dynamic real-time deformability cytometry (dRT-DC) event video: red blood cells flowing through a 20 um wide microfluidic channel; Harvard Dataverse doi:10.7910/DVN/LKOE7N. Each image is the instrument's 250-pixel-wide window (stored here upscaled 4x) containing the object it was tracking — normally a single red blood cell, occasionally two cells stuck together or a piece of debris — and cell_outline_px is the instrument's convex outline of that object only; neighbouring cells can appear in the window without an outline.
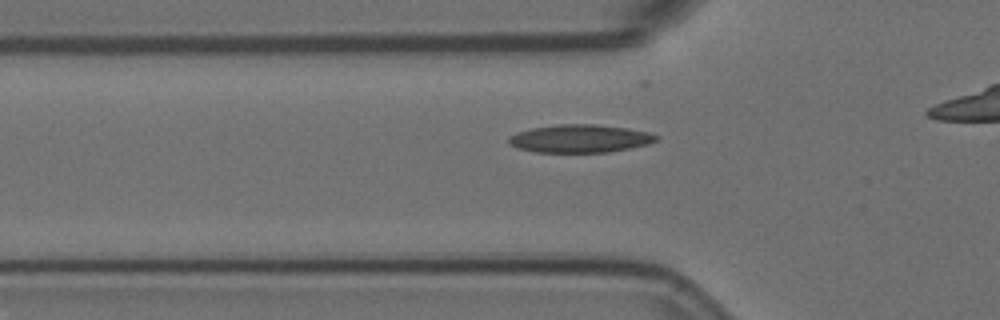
{"species": "Egyptian fruit bat (a non-hibernating species)", "species_latin": "Rousettus aegyptiacus", "temperature_condition": "room temperature", "stored_images_in_passage": 30, "camera_frame_rate_fps": 3000, "um_per_image_px": 0.085, "animal": {"sex": "female"}, "frame": {"image": 1, "passage_image": 10, "time_ms": 3.0, "image_size_px": [1000, 320], "cell_outline_px": [[660, 136], [656, 140], [648, 144], [608, 152], [536, 152], [516, 148], [508, 144], [508, 136], [516, 132], [532, 128], [560, 124], [596, 124], [628, 128], [648, 132]], "centroid_in_image_um": [49.26, 11.77], "position_along_channel_um": 76.5, "area_um2": 24.1}}
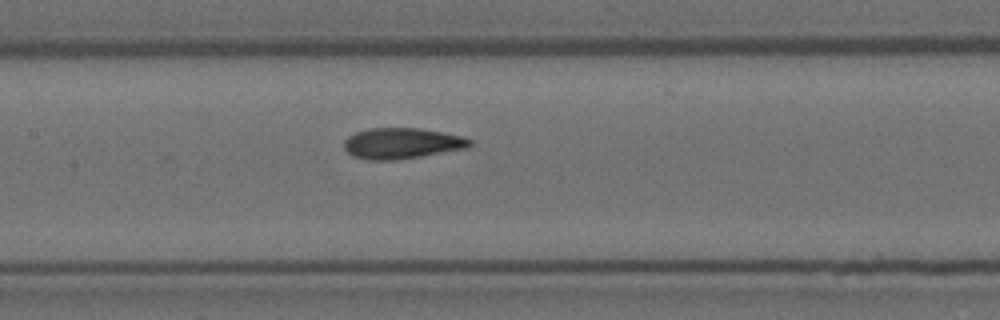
{"frame": {"image": 2, "passage_image": 18, "time_ms": 5.667, "image_size_px": [1000, 320], "cell_outline_px": [[472, 144], [468, 148], [396, 160], [368, 160], [352, 156], [344, 148], [344, 140], [348, 136], [356, 132], [368, 128], [420, 128], [464, 136], [472, 140]], "centroid_in_image_um": [34.16, 12.18], "position_along_channel_um": 173.2, "area_um2": 22.72}}
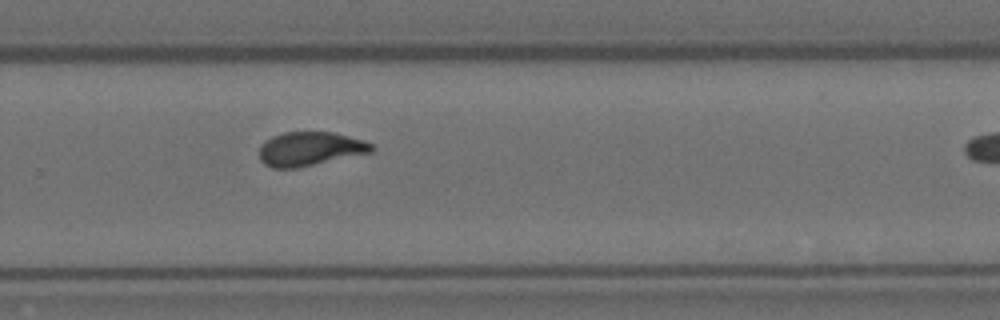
{"frame": {"image": 3, "passage_image": 29, "time_ms": 9.333, "image_size_px": [1000, 320], "cell_outline_px": [[376, 148], [372, 152], [296, 168], [272, 168], [264, 164], [260, 160], [260, 148], [272, 136], [284, 132], [332, 132], [364, 140], [372, 144]], "centroid_in_image_um": [26.37, 12.65], "position_along_channel_um": 303.4, "area_um2": 22.02}}